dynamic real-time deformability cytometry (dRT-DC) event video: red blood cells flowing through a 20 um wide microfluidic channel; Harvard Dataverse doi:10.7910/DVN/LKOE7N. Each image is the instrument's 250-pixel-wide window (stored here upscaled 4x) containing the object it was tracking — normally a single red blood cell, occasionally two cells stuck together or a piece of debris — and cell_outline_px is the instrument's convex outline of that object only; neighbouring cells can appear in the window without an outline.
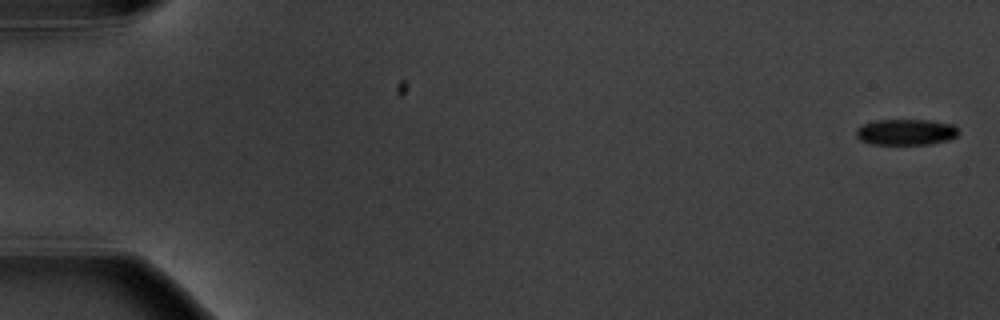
{"species": "common noctule bat (a hibernating species)", "species_latin": "Nyctalus noctula", "temperature_condition": "warm", "stored_images_in_passage": 6, "camera_frame_rate_fps": 3000, "um_per_image_px": 0.085, "animal": {"sex": "male", "body_mass_g": 20.1, "forearm_length_mm": 53.5}, "frame": {"image": 1, "passage_image": 1, "time_ms": 0.0, "image_size_px": [1000, 320], "cell_outline_px": [[960, 132], [956, 136], [948, 140], [928, 144], [872, 144], [860, 140], [856, 136], [856, 128], [872, 120], [928, 120], [952, 124]], "centroid_in_image_um": [76.98, 11.22], "position_along_channel_um": 8.0, "area_um2": 15.49}}
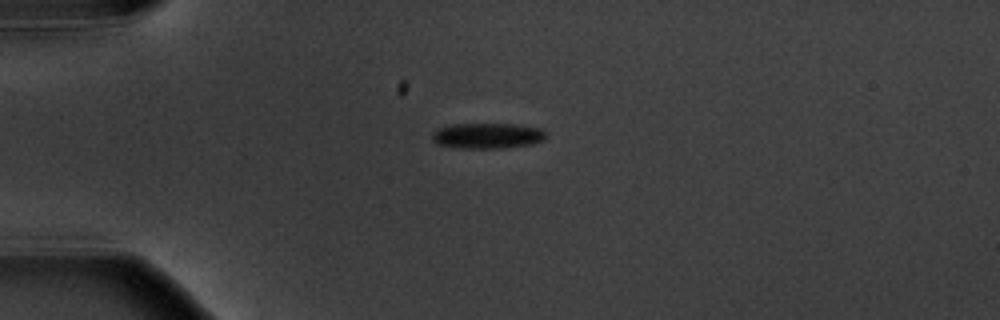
{"frame": {"image": 2, "passage_image": 5, "time_ms": 4.667, "image_size_px": [1000, 320], "cell_outline_px": [[548, 136], [544, 140], [532, 144], [500, 148], [460, 148], [436, 144], [432, 140], [432, 132], [448, 124], [516, 124], [544, 128]], "centroid_in_image_um": [41.47, 11.53], "position_along_channel_um": 43.5, "area_um2": 17.22}}